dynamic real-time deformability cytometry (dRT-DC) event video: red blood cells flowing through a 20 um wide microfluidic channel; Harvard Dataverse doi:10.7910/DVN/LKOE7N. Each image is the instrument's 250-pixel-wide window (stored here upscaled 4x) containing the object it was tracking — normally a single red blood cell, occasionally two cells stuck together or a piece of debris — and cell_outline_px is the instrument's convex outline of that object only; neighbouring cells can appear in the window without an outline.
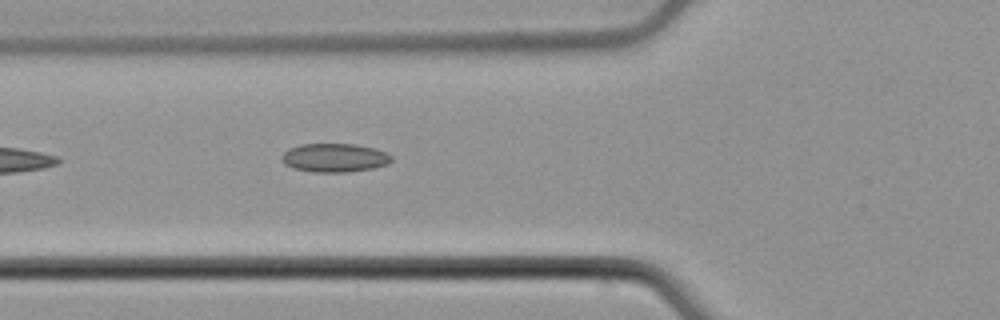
{"species": "common noctule bat (a hibernating species)", "species_latin": "Nyctalus noctula", "temperature_condition": "cold", "stored_images_in_passage": 6, "camera_frame_rate_fps": 3000, "um_per_image_px": 0.085, "animal": {"sex": "male", "body_mass_g": 21.5, "forearm_length_mm": 52.0}, "frame": {"image": 1, "passage_image": 6, "time_ms": 1.667, "image_size_px": [1000, 320], "cell_outline_px": [[392, 160], [388, 164], [372, 168], [348, 172], [312, 172], [292, 168], [284, 164], [280, 160], [284, 152], [288, 148], [300, 144], [356, 144], [372, 148], [384, 152], [392, 156]], "centroid_in_image_um": [28.39, 13.41], "position_along_channel_um": 97.4, "area_um2": 18.38}}